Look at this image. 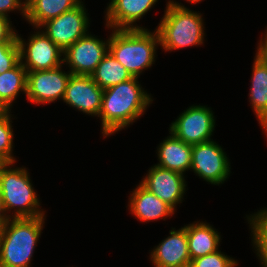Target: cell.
<instances>
[{
    "instance_id": "17",
    "label": "cell",
    "mask_w": 267,
    "mask_h": 267,
    "mask_svg": "<svg viewBox=\"0 0 267 267\" xmlns=\"http://www.w3.org/2000/svg\"><path fill=\"white\" fill-rule=\"evenodd\" d=\"M157 147L158 163L161 168L185 175L192 164V145L186 144L171 132Z\"/></svg>"
},
{
    "instance_id": "16",
    "label": "cell",
    "mask_w": 267,
    "mask_h": 267,
    "mask_svg": "<svg viewBox=\"0 0 267 267\" xmlns=\"http://www.w3.org/2000/svg\"><path fill=\"white\" fill-rule=\"evenodd\" d=\"M129 210L140 222H151L172 217L175 211L150 192L141 183L133 189L129 198Z\"/></svg>"
},
{
    "instance_id": "27",
    "label": "cell",
    "mask_w": 267,
    "mask_h": 267,
    "mask_svg": "<svg viewBox=\"0 0 267 267\" xmlns=\"http://www.w3.org/2000/svg\"><path fill=\"white\" fill-rule=\"evenodd\" d=\"M20 11V15L26 17V1L22 0H0V16L8 19L12 11ZM9 13V14H8Z\"/></svg>"
},
{
    "instance_id": "26",
    "label": "cell",
    "mask_w": 267,
    "mask_h": 267,
    "mask_svg": "<svg viewBox=\"0 0 267 267\" xmlns=\"http://www.w3.org/2000/svg\"><path fill=\"white\" fill-rule=\"evenodd\" d=\"M20 62V48L15 43H0V74L14 68Z\"/></svg>"
},
{
    "instance_id": "24",
    "label": "cell",
    "mask_w": 267,
    "mask_h": 267,
    "mask_svg": "<svg viewBox=\"0 0 267 267\" xmlns=\"http://www.w3.org/2000/svg\"><path fill=\"white\" fill-rule=\"evenodd\" d=\"M12 112L4 111L0 115V156L8 163H16V158L13 156V139L14 131L12 126Z\"/></svg>"
},
{
    "instance_id": "31",
    "label": "cell",
    "mask_w": 267,
    "mask_h": 267,
    "mask_svg": "<svg viewBox=\"0 0 267 267\" xmlns=\"http://www.w3.org/2000/svg\"><path fill=\"white\" fill-rule=\"evenodd\" d=\"M7 164L8 162L2 156H0V172Z\"/></svg>"
},
{
    "instance_id": "6",
    "label": "cell",
    "mask_w": 267,
    "mask_h": 267,
    "mask_svg": "<svg viewBox=\"0 0 267 267\" xmlns=\"http://www.w3.org/2000/svg\"><path fill=\"white\" fill-rule=\"evenodd\" d=\"M214 117L210 107L193 104L171 123L169 132L189 145L211 141L216 126Z\"/></svg>"
},
{
    "instance_id": "21",
    "label": "cell",
    "mask_w": 267,
    "mask_h": 267,
    "mask_svg": "<svg viewBox=\"0 0 267 267\" xmlns=\"http://www.w3.org/2000/svg\"><path fill=\"white\" fill-rule=\"evenodd\" d=\"M27 70L19 62L14 68L0 74V107L11 111L13 102L20 92L26 95Z\"/></svg>"
},
{
    "instance_id": "8",
    "label": "cell",
    "mask_w": 267,
    "mask_h": 267,
    "mask_svg": "<svg viewBox=\"0 0 267 267\" xmlns=\"http://www.w3.org/2000/svg\"><path fill=\"white\" fill-rule=\"evenodd\" d=\"M190 170L209 184L219 186L229 178L231 167L223 148L211 140L192 145Z\"/></svg>"
},
{
    "instance_id": "7",
    "label": "cell",
    "mask_w": 267,
    "mask_h": 267,
    "mask_svg": "<svg viewBox=\"0 0 267 267\" xmlns=\"http://www.w3.org/2000/svg\"><path fill=\"white\" fill-rule=\"evenodd\" d=\"M38 29L30 35L27 43L19 34H16L22 65L27 71L50 70L63 65L64 51L40 28Z\"/></svg>"
},
{
    "instance_id": "22",
    "label": "cell",
    "mask_w": 267,
    "mask_h": 267,
    "mask_svg": "<svg viewBox=\"0 0 267 267\" xmlns=\"http://www.w3.org/2000/svg\"><path fill=\"white\" fill-rule=\"evenodd\" d=\"M90 76L103 90L132 78L127 69L109 51Z\"/></svg>"
},
{
    "instance_id": "32",
    "label": "cell",
    "mask_w": 267,
    "mask_h": 267,
    "mask_svg": "<svg viewBox=\"0 0 267 267\" xmlns=\"http://www.w3.org/2000/svg\"><path fill=\"white\" fill-rule=\"evenodd\" d=\"M191 4H197V3H200L202 0H185Z\"/></svg>"
},
{
    "instance_id": "13",
    "label": "cell",
    "mask_w": 267,
    "mask_h": 267,
    "mask_svg": "<svg viewBox=\"0 0 267 267\" xmlns=\"http://www.w3.org/2000/svg\"><path fill=\"white\" fill-rule=\"evenodd\" d=\"M101 89L90 75L71 74L63 97V102L79 112L98 117L102 103Z\"/></svg>"
},
{
    "instance_id": "19",
    "label": "cell",
    "mask_w": 267,
    "mask_h": 267,
    "mask_svg": "<svg viewBox=\"0 0 267 267\" xmlns=\"http://www.w3.org/2000/svg\"><path fill=\"white\" fill-rule=\"evenodd\" d=\"M249 102L257 120L267 136V65L254 57Z\"/></svg>"
},
{
    "instance_id": "23",
    "label": "cell",
    "mask_w": 267,
    "mask_h": 267,
    "mask_svg": "<svg viewBox=\"0 0 267 267\" xmlns=\"http://www.w3.org/2000/svg\"><path fill=\"white\" fill-rule=\"evenodd\" d=\"M247 222L251 228L252 245L261 261L260 265L267 267V208L247 216Z\"/></svg>"
},
{
    "instance_id": "25",
    "label": "cell",
    "mask_w": 267,
    "mask_h": 267,
    "mask_svg": "<svg viewBox=\"0 0 267 267\" xmlns=\"http://www.w3.org/2000/svg\"><path fill=\"white\" fill-rule=\"evenodd\" d=\"M238 261L221 250L191 260L189 267H237Z\"/></svg>"
},
{
    "instance_id": "1",
    "label": "cell",
    "mask_w": 267,
    "mask_h": 267,
    "mask_svg": "<svg viewBox=\"0 0 267 267\" xmlns=\"http://www.w3.org/2000/svg\"><path fill=\"white\" fill-rule=\"evenodd\" d=\"M138 77L103 90L101 109V134L107 138L133 124L152 104L153 97L144 91Z\"/></svg>"
},
{
    "instance_id": "33",
    "label": "cell",
    "mask_w": 267,
    "mask_h": 267,
    "mask_svg": "<svg viewBox=\"0 0 267 267\" xmlns=\"http://www.w3.org/2000/svg\"><path fill=\"white\" fill-rule=\"evenodd\" d=\"M4 112V110L0 107V115Z\"/></svg>"
},
{
    "instance_id": "11",
    "label": "cell",
    "mask_w": 267,
    "mask_h": 267,
    "mask_svg": "<svg viewBox=\"0 0 267 267\" xmlns=\"http://www.w3.org/2000/svg\"><path fill=\"white\" fill-rule=\"evenodd\" d=\"M63 65L50 70L27 71V101L39 104H50L62 100L70 71H63Z\"/></svg>"
},
{
    "instance_id": "29",
    "label": "cell",
    "mask_w": 267,
    "mask_h": 267,
    "mask_svg": "<svg viewBox=\"0 0 267 267\" xmlns=\"http://www.w3.org/2000/svg\"><path fill=\"white\" fill-rule=\"evenodd\" d=\"M267 28V26H266ZM255 56L267 65V29L265 35L260 39Z\"/></svg>"
},
{
    "instance_id": "28",
    "label": "cell",
    "mask_w": 267,
    "mask_h": 267,
    "mask_svg": "<svg viewBox=\"0 0 267 267\" xmlns=\"http://www.w3.org/2000/svg\"><path fill=\"white\" fill-rule=\"evenodd\" d=\"M17 33L10 19L0 16V43H15Z\"/></svg>"
},
{
    "instance_id": "4",
    "label": "cell",
    "mask_w": 267,
    "mask_h": 267,
    "mask_svg": "<svg viewBox=\"0 0 267 267\" xmlns=\"http://www.w3.org/2000/svg\"><path fill=\"white\" fill-rule=\"evenodd\" d=\"M46 216L10 218L0 229V267H30Z\"/></svg>"
},
{
    "instance_id": "18",
    "label": "cell",
    "mask_w": 267,
    "mask_h": 267,
    "mask_svg": "<svg viewBox=\"0 0 267 267\" xmlns=\"http://www.w3.org/2000/svg\"><path fill=\"white\" fill-rule=\"evenodd\" d=\"M188 252L191 260L219 250L221 235L207 222L187 225Z\"/></svg>"
},
{
    "instance_id": "20",
    "label": "cell",
    "mask_w": 267,
    "mask_h": 267,
    "mask_svg": "<svg viewBox=\"0 0 267 267\" xmlns=\"http://www.w3.org/2000/svg\"><path fill=\"white\" fill-rule=\"evenodd\" d=\"M82 0H26V17L35 30L46 21L78 6Z\"/></svg>"
},
{
    "instance_id": "30",
    "label": "cell",
    "mask_w": 267,
    "mask_h": 267,
    "mask_svg": "<svg viewBox=\"0 0 267 267\" xmlns=\"http://www.w3.org/2000/svg\"><path fill=\"white\" fill-rule=\"evenodd\" d=\"M10 218L5 212L3 201L0 195V229L8 222Z\"/></svg>"
},
{
    "instance_id": "15",
    "label": "cell",
    "mask_w": 267,
    "mask_h": 267,
    "mask_svg": "<svg viewBox=\"0 0 267 267\" xmlns=\"http://www.w3.org/2000/svg\"><path fill=\"white\" fill-rule=\"evenodd\" d=\"M158 2V0H111L105 10L106 28L145 29L136 22Z\"/></svg>"
},
{
    "instance_id": "3",
    "label": "cell",
    "mask_w": 267,
    "mask_h": 267,
    "mask_svg": "<svg viewBox=\"0 0 267 267\" xmlns=\"http://www.w3.org/2000/svg\"><path fill=\"white\" fill-rule=\"evenodd\" d=\"M109 52L120 62L132 77L140 78L144 70L156 61L160 46L156 30L111 29Z\"/></svg>"
},
{
    "instance_id": "10",
    "label": "cell",
    "mask_w": 267,
    "mask_h": 267,
    "mask_svg": "<svg viewBox=\"0 0 267 267\" xmlns=\"http://www.w3.org/2000/svg\"><path fill=\"white\" fill-rule=\"evenodd\" d=\"M109 40H101L89 32L63 52V64L74 75H91L109 51Z\"/></svg>"
},
{
    "instance_id": "9",
    "label": "cell",
    "mask_w": 267,
    "mask_h": 267,
    "mask_svg": "<svg viewBox=\"0 0 267 267\" xmlns=\"http://www.w3.org/2000/svg\"><path fill=\"white\" fill-rule=\"evenodd\" d=\"M84 2L74 9L43 23L39 28L63 51L89 32V17Z\"/></svg>"
},
{
    "instance_id": "14",
    "label": "cell",
    "mask_w": 267,
    "mask_h": 267,
    "mask_svg": "<svg viewBox=\"0 0 267 267\" xmlns=\"http://www.w3.org/2000/svg\"><path fill=\"white\" fill-rule=\"evenodd\" d=\"M169 234L151 250L150 261L154 267H189L187 225L178 230L172 228Z\"/></svg>"
},
{
    "instance_id": "12",
    "label": "cell",
    "mask_w": 267,
    "mask_h": 267,
    "mask_svg": "<svg viewBox=\"0 0 267 267\" xmlns=\"http://www.w3.org/2000/svg\"><path fill=\"white\" fill-rule=\"evenodd\" d=\"M148 170L140 183L176 211V205L184 200L187 187L185 176L157 165Z\"/></svg>"
},
{
    "instance_id": "2",
    "label": "cell",
    "mask_w": 267,
    "mask_h": 267,
    "mask_svg": "<svg viewBox=\"0 0 267 267\" xmlns=\"http://www.w3.org/2000/svg\"><path fill=\"white\" fill-rule=\"evenodd\" d=\"M202 15L182 3L168 0L164 15L155 29L161 49L165 52L204 44Z\"/></svg>"
},
{
    "instance_id": "5",
    "label": "cell",
    "mask_w": 267,
    "mask_h": 267,
    "mask_svg": "<svg viewBox=\"0 0 267 267\" xmlns=\"http://www.w3.org/2000/svg\"><path fill=\"white\" fill-rule=\"evenodd\" d=\"M13 164L8 163L0 172V195L6 214L9 218L45 216L27 168Z\"/></svg>"
}]
</instances>
